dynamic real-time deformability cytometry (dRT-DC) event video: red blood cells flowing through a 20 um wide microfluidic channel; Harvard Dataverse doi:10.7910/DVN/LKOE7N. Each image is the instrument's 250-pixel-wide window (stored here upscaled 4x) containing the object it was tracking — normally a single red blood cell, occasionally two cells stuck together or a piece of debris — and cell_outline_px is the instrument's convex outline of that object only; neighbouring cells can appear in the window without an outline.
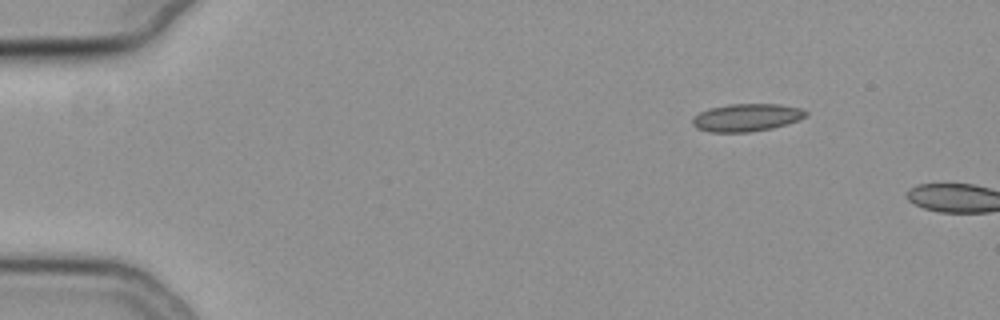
{"species": "common noctule bat (a hibernating species)", "species_latin": "Nyctalus noctula", "temperature_condition": "cold", "stored_images_in_passage": 3, "camera_frame_rate_fps": 3000, "um_per_image_px": 0.085, "animal": {"sex": "female", "body_mass_g": 19.3, "forearm_length_mm": 54.1}, "frame": {"image": 1, "passage_image": 1, "time_ms": 0.0, "image_size_px": [1000, 320], "cell_outline_px": [[808, 112], [804, 116], [796, 120], [772, 128], [748, 132], [708, 132], [696, 128], [692, 124], [692, 116], [708, 108], [728, 104], [780, 104], [804, 108]], "centroid_in_image_um": [63.41, 9.98], "position_along_channel_um": 21.6, "area_um2": 18.32}}